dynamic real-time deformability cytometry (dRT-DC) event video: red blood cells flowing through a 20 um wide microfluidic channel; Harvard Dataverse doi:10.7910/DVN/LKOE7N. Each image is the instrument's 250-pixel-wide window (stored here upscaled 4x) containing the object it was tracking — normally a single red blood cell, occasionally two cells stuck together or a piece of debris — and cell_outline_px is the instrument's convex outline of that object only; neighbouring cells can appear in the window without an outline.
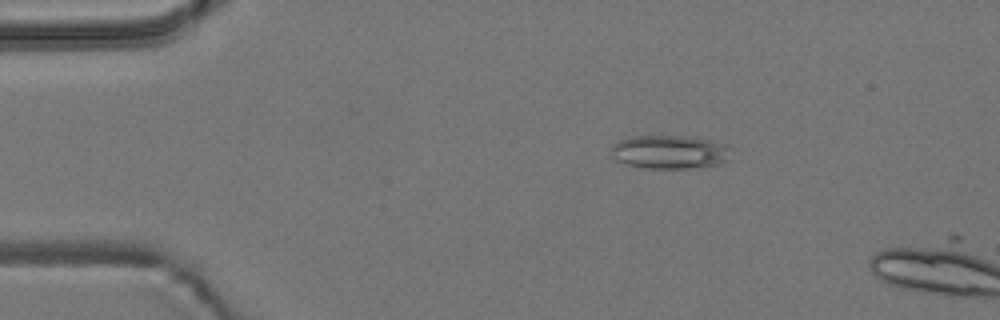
{"species": "common noctule bat (a hibernating species)", "species_latin": "Nyctalus noctula", "temperature_condition": "room temperature", "stored_images_in_passage": 12, "camera_frame_rate_fps": 3000, "um_per_image_px": 0.085, "animal": {"sex": "male", "body_mass_g": 19.2, "forearm_length_mm": 51.8}, "frame": {"image": 1, "passage_image": 9, "time_ms": 2.667, "image_size_px": [1000, 320], "cell_outline_px": [[728, 160], [720, 164], [688, 168], [648, 168], [628, 164], [616, 160], [608, 152], [612, 144], [620, 140], [632, 136], [684, 136], [708, 140], [724, 144], [728, 148]], "centroid_in_image_um": [56.85, 12.91], "position_along_channel_um": 28.2, "area_um2": 23.24}}